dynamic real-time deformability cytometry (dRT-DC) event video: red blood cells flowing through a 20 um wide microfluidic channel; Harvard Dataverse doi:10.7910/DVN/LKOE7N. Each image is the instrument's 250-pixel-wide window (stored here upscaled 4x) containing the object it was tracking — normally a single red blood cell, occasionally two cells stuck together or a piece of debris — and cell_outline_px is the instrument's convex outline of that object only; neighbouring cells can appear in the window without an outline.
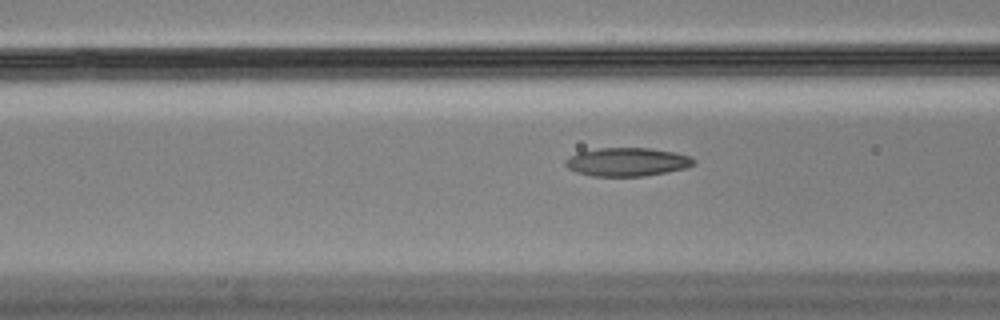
{"species": "Egyptian fruit bat (a non-hibernating species)", "species_latin": "Rousettus aegyptiacus", "temperature_condition": "cold", "stored_images_in_passage": 32, "camera_frame_rate_fps": 3000, "um_per_image_px": 0.085, "animal": {"sex": "male"}, "frame": {"image": 1, "passage_image": 7, "time_ms": 2.0, "image_size_px": [1000, 320], "cell_outline_px": [[696, 164], [684, 168], [644, 176], [592, 176], [576, 172], [568, 168], [564, 164], [564, 160], [568, 156], [580, 152], [596, 148], [652, 148], [692, 156], [696, 160]], "centroid_in_image_um": [53.29, 13.76], "position_along_channel_um": 113.3, "area_um2": 21.33}}
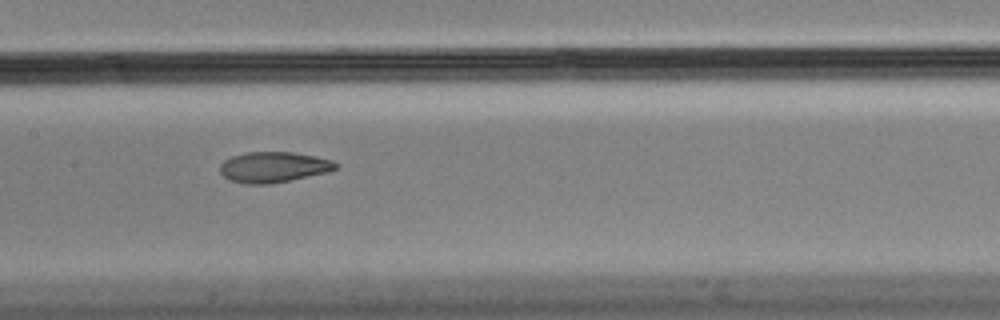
{"frame": {"image": 2, "passage_image": 13, "time_ms": 4.0, "image_size_px": [1000, 320], "cell_outline_px": [[340, 164], [336, 168], [328, 172], [268, 184], [244, 184], [232, 180], [224, 176], [220, 172], [220, 164], [224, 160], [232, 156], [248, 152], [292, 152], [332, 160]], "centroid_in_image_um": [23.24, 14.2], "position_along_channel_um": 184.2, "area_um2": 20.4}}
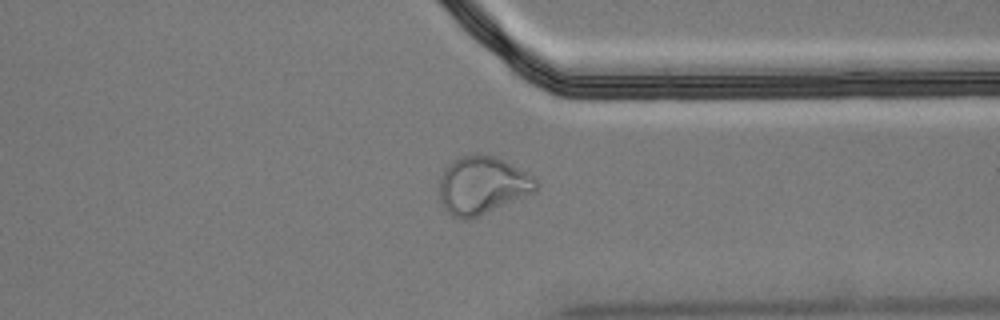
{"frame": {"image": 3, "passage_image": 29, "time_ms": 9.333, "image_size_px": [1000, 320], "cell_outline_px": [[540, 184], [536, 192], [480, 216], [468, 220], [464, 220], [452, 216], [444, 208], [440, 200], [440, 176], [444, 168], [452, 160], [460, 156], [476, 152], [496, 156], [536, 176]], "centroid_in_image_um": [41.03, 15.73], "position_along_channel_um": 370.4, "area_um2": 33.47}}